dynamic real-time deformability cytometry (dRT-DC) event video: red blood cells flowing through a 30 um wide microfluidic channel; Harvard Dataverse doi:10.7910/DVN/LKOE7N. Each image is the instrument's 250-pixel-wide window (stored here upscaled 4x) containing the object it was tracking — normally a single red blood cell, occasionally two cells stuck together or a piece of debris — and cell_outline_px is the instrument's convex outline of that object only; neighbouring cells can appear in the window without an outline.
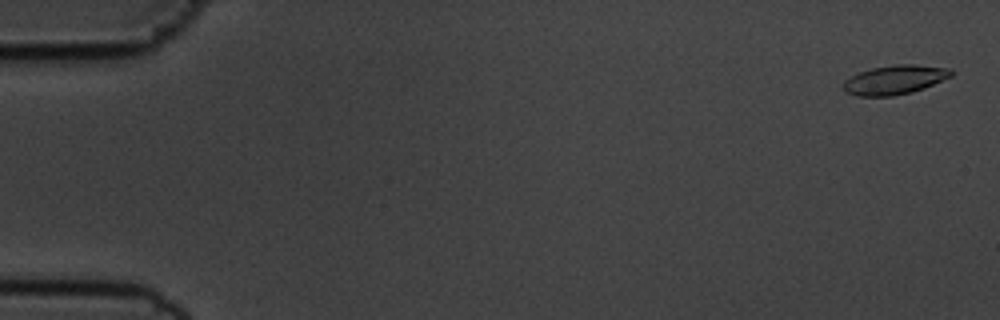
{"species": "common noctule bat (a hibernating species)", "species_latin": "Nyctalus noctula", "temperature_condition": "cold", "stored_images_in_passage": 56, "camera_frame_rate_fps": 3000, "um_per_image_px": 0.085, "animal": {"sex": "male", "body_mass_g": 19.5, "forearm_length_mm": 54.6}, "frame": {"image": 1, "passage_image": 2, "time_ms": 0.333, "image_size_px": [1000, 320], "cell_outline_px": [[952, 76], [924, 88], [912, 92], [892, 96], [856, 96], [844, 92], [844, 80], [860, 72], [872, 68], [896, 64], [916, 64], [952, 68]], "centroid_in_image_um": [76.07, 6.78], "position_along_channel_um": 8.9, "area_um2": 18.38}}
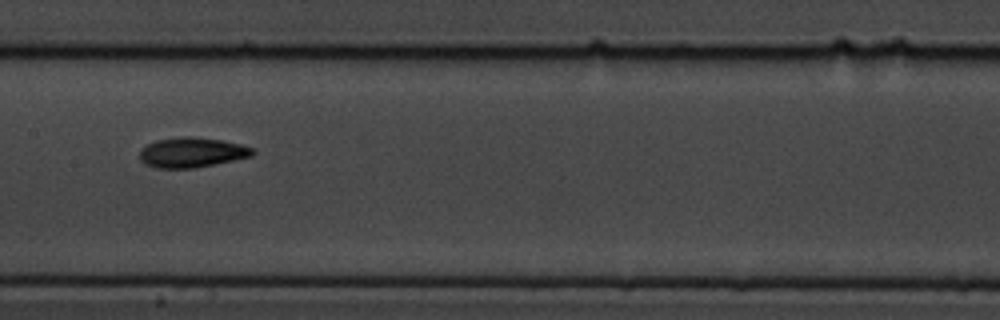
{"frame": {"image": 2, "passage_image": 29, "time_ms": 9.333, "image_size_px": [1000, 320], "cell_outline_px": [[256, 152], [252, 156], [196, 168], [156, 168], [144, 164], [140, 160], [140, 148], [156, 140], [184, 136], [192, 136], [220, 140], [240, 144], [252, 148]], "centroid_in_image_um": [16.28, 12.96], "position_along_channel_um": 191.1, "area_um2": 19.77}}
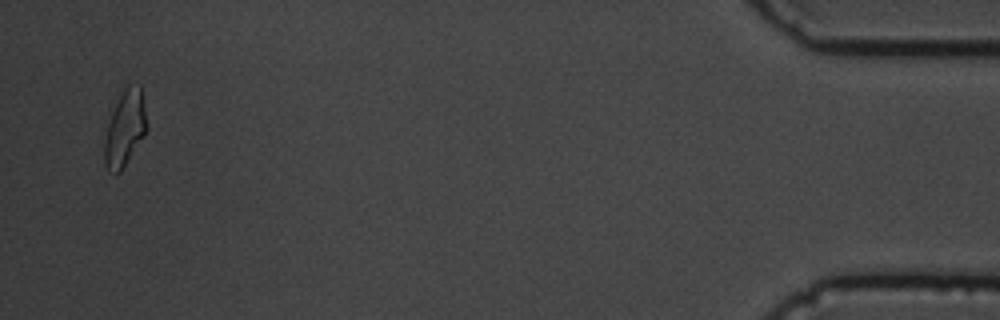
{"frame": {"image": 3, "passage_image": 55, "time_ms": 18.0, "image_size_px": [1000, 320], "cell_outline_px": [[148, 128], [144, 136], [120, 172], [108, 172], [104, 164], [104, 140], [108, 124], [112, 112], [124, 88], [128, 84], [140, 84], [144, 104]], "centroid_in_image_um": [10.62, 10.92], "position_along_channel_um": 424.6, "area_um2": 18.55}, "authors_computed_cell_mechanics": {"area_um2": 18.6116, "velocity_mm_per_s": 3.613, "shape_relaxation_time_tau1_ms": 3.3856, "shape_relaxation_time_tau2_ms": 2.9303, "deformation_change_tau1": 0.1258, "deformation_change_tau2": 0.0905}}